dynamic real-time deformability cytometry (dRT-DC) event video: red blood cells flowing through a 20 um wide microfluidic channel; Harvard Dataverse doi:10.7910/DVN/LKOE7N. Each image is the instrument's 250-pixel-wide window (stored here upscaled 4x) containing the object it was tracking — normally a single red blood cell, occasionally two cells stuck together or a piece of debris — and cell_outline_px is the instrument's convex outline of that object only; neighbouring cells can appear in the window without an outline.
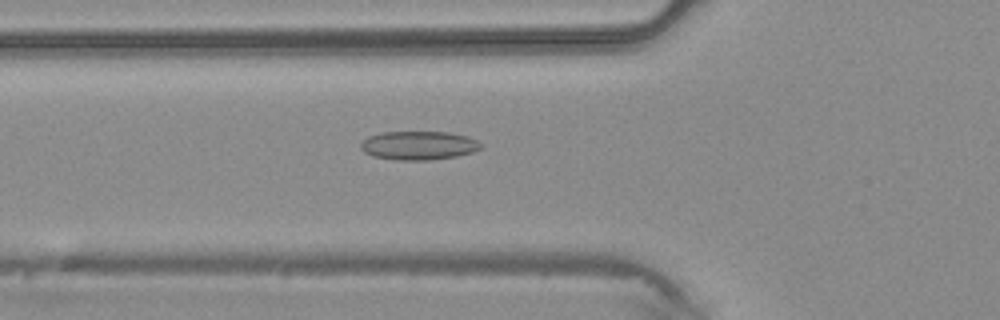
{"species": "common noctule bat (a hibernating species)", "species_latin": "Nyctalus noctula", "temperature_condition": "warm", "stored_images_in_passage": 44, "camera_frame_rate_fps": 3000, "um_per_image_px": 0.085, "animal": {"sex": "male", "body_mass_g": 20.4}, "frame": {"image": 1, "passage_image": 16, "time_ms": 5.0, "image_size_px": [1000, 320], "cell_outline_px": [[484, 144], [480, 148], [472, 152], [456, 156], [428, 160], [396, 160], [372, 156], [364, 152], [360, 148], [360, 144], [368, 136], [384, 132], [448, 132], [468, 136]], "centroid_in_image_um": [35.58, 12.36], "position_along_channel_um": 90.2, "area_um2": 20.11}}
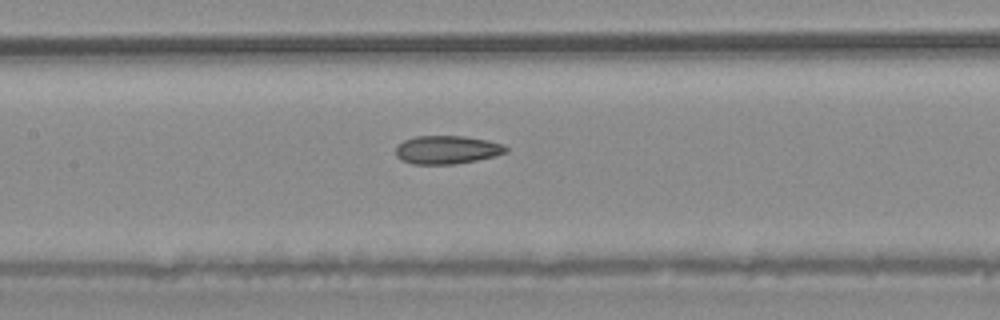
{"frame": {"image": 2, "passage_image": 21, "time_ms": 6.667, "image_size_px": [1000, 320], "cell_outline_px": [[508, 152], [476, 160], [456, 164], [412, 164], [400, 160], [396, 156], [396, 144], [404, 140], [416, 136], [464, 136], [488, 140], [504, 144], [508, 148]], "centroid_in_image_um": [37.97, 12.73], "position_along_channel_um": 169.4, "area_um2": 18.32}}
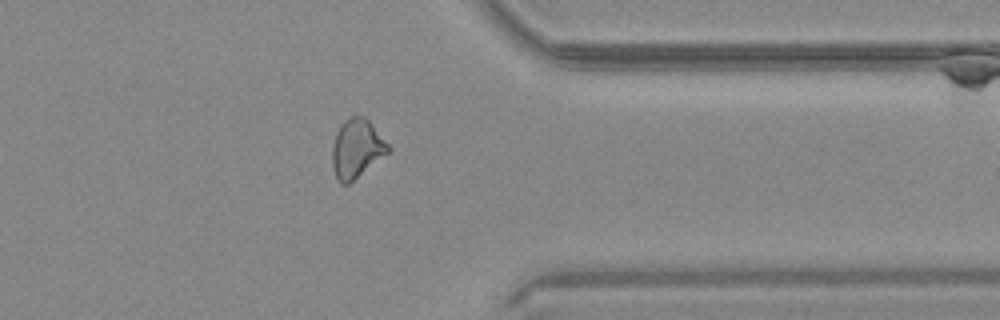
{"frame": {"image": 3, "passage_image": 35, "time_ms": 11.333, "image_size_px": [1000, 320], "cell_outline_px": [[392, 148], [388, 152], [348, 184], [340, 184], [336, 176], [332, 164], [332, 148], [336, 132], [344, 120], [352, 116], [364, 116], [368, 120]], "centroid_in_image_um": [30.3, 12.62], "position_along_channel_um": 381.1, "area_um2": 18.79}}